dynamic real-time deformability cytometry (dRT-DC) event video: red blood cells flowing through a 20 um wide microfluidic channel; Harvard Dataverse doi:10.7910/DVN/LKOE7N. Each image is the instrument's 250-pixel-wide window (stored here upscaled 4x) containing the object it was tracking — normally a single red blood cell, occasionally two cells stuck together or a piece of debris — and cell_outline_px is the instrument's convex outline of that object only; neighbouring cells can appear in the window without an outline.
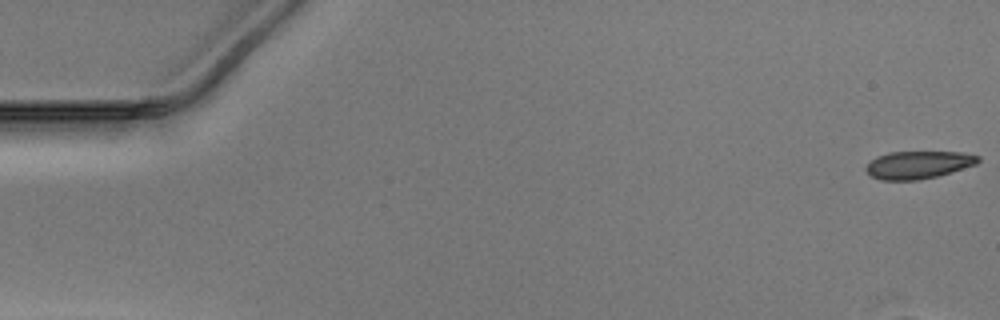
{"species": "Egyptian fruit bat (a non-hibernating species)", "species_latin": "Rousettus aegyptiacus", "temperature_condition": "warm", "stored_images_in_passage": 51, "camera_frame_rate_fps": 3000, "um_per_image_px": 0.085, "animal": {"sex": "male"}, "frame": {"image": 1, "passage_image": 1, "time_ms": 0.0, "image_size_px": [1000, 320], "cell_outline_px": [[980, 160], [976, 164], [936, 176], [916, 180], [880, 180], [872, 176], [864, 168], [876, 156], [888, 152], [960, 152], [980, 156]], "centroid_in_image_um": [78.03, 14.0], "position_along_channel_um": 7.0, "area_um2": 17.86}}
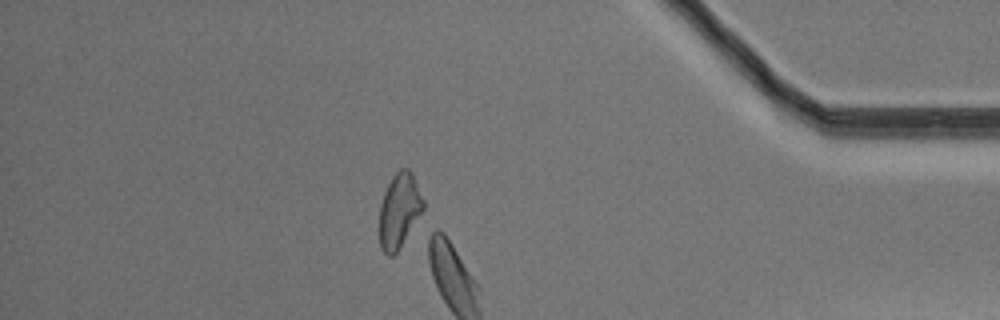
{"frame": {"image": 2, "passage_image": 45, "time_ms": 14.667, "image_size_px": [1000, 320], "cell_outline_px": [[424, 208], [396, 252], [392, 256], [388, 256], [380, 248], [380, 204], [384, 192], [392, 176], [400, 168], [408, 168], [412, 172], [424, 200]], "centroid_in_image_um": [33.93, 17.85], "position_along_channel_um": 401.3, "area_um2": 18.79}}